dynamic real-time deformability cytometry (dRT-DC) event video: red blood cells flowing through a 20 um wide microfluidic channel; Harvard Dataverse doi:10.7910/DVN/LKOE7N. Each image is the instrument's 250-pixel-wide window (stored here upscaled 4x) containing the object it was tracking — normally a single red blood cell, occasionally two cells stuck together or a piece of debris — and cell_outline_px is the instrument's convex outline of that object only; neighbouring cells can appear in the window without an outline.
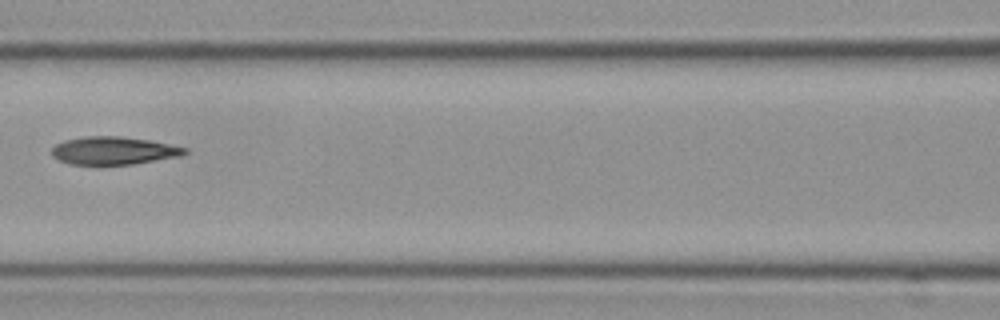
{"species": "Egyptian fruit bat (a non-hibernating species)", "species_latin": "Rousettus aegyptiacus", "temperature_condition": "cold", "stored_images_in_passage": 6, "camera_frame_rate_fps": 3000, "um_per_image_px": 0.085, "frame": {"image": 1, "passage_image": 6, "time_ms": 1.667, "image_size_px": [1000, 320], "cell_outline_px": [[188, 152], [180, 156], [132, 164], [68, 164], [52, 156], [52, 148], [56, 144], [64, 140], [84, 136], [120, 136], [148, 140], [188, 148]], "centroid_in_image_um": [9.64, 12.8], "position_along_channel_um": 157.0, "area_um2": 21.44}}